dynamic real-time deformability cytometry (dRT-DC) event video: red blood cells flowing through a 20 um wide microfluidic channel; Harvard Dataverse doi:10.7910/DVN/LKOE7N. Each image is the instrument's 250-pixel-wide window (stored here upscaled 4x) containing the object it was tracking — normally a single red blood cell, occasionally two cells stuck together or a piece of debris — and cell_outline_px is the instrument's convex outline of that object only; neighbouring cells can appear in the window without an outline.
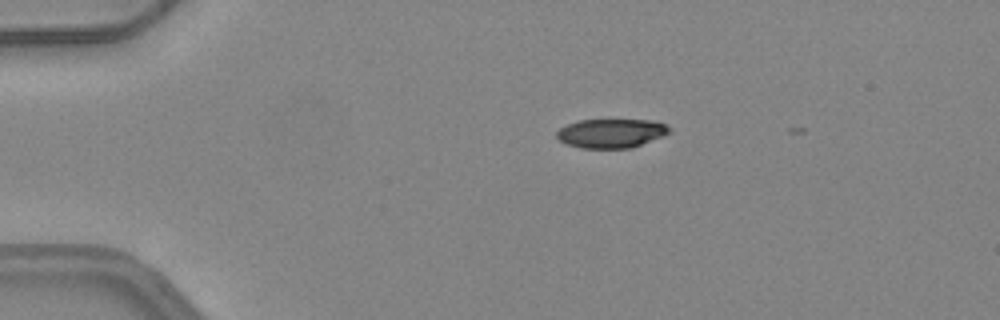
{"species": "common noctule bat (a hibernating species)", "species_latin": "Nyctalus noctula", "temperature_condition": "warm", "stored_images_in_passage": 4, "camera_frame_rate_fps": 3000, "um_per_image_px": 0.085, "animal": {"sex": "female", "body_mass_g": 24.6, "forearm_length_mm": 56.2}, "frame": {"image": 1, "passage_image": 2, "time_ms": 0.333, "image_size_px": [1000, 320], "cell_outline_px": [[672, 132], [664, 136], [632, 148], [580, 148], [564, 144], [556, 136], [556, 132], [560, 128], [568, 124], [580, 120], [652, 120], [664, 124], [672, 128]], "centroid_in_image_um": [51.98, 11.34], "position_along_channel_um": 33.0, "area_um2": 19.25}}